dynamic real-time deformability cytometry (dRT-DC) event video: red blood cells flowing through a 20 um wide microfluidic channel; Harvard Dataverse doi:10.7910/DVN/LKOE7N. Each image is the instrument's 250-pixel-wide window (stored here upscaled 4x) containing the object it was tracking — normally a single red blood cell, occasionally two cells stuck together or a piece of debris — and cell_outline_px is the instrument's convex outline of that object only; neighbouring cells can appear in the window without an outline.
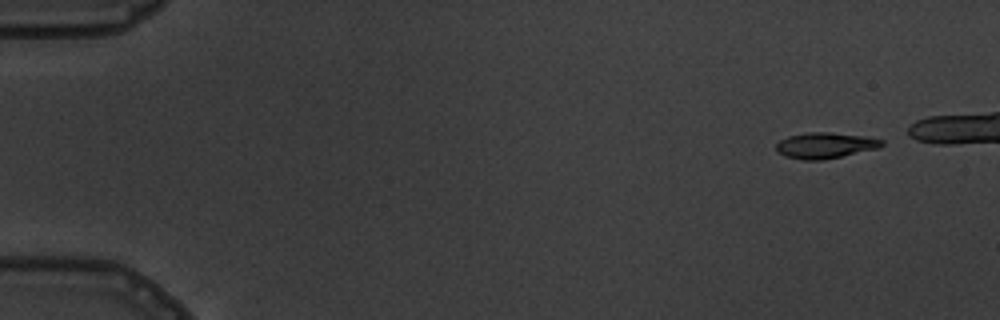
{"species": "common noctule bat (a hibernating species)", "species_latin": "Nyctalus noctula", "temperature_condition": "warm", "stored_images_in_passage": 8, "camera_frame_rate_fps": 3000, "um_per_image_px": 0.085, "animal": {"sex": "male", "body_mass_g": 19.5, "forearm_length_mm": 54.6}, "frame": {"image": 1, "passage_image": 1, "time_ms": 0.0, "image_size_px": [1000, 320], "cell_outline_px": [[884, 144], [876, 148], [840, 156], [820, 160], [804, 160], [784, 156], [776, 148], [776, 144], [780, 140], [788, 136], [808, 132], [832, 132], [864, 136], [884, 140]], "centroid_in_image_um": [70.12, 12.34], "position_along_channel_um": 14.9, "area_um2": 15.66}}